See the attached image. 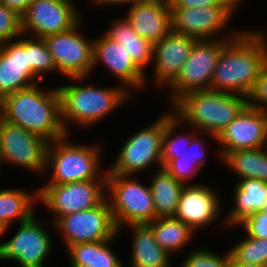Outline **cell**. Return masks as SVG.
Wrapping results in <instances>:
<instances>
[{"label":"cell","mask_w":267,"mask_h":267,"mask_svg":"<svg viewBox=\"0 0 267 267\" xmlns=\"http://www.w3.org/2000/svg\"><path fill=\"white\" fill-rule=\"evenodd\" d=\"M247 106L267 112V64L247 95Z\"/></svg>","instance_id":"36"},{"label":"cell","mask_w":267,"mask_h":267,"mask_svg":"<svg viewBox=\"0 0 267 267\" xmlns=\"http://www.w3.org/2000/svg\"><path fill=\"white\" fill-rule=\"evenodd\" d=\"M173 114L172 110L164 113L152 124L129 137L106 173L134 176L154 163H159V168H162V137L165 123Z\"/></svg>","instance_id":"7"},{"label":"cell","mask_w":267,"mask_h":267,"mask_svg":"<svg viewBox=\"0 0 267 267\" xmlns=\"http://www.w3.org/2000/svg\"><path fill=\"white\" fill-rule=\"evenodd\" d=\"M126 19L132 30L152 44L160 42L172 31L168 0H143L128 8Z\"/></svg>","instance_id":"21"},{"label":"cell","mask_w":267,"mask_h":267,"mask_svg":"<svg viewBox=\"0 0 267 267\" xmlns=\"http://www.w3.org/2000/svg\"><path fill=\"white\" fill-rule=\"evenodd\" d=\"M38 202L54 213L53 222L70 213L93 209L106 198V179L46 184L38 188Z\"/></svg>","instance_id":"10"},{"label":"cell","mask_w":267,"mask_h":267,"mask_svg":"<svg viewBox=\"0 0 267 267\" xmlns=\"http://www.w3.org/2000/svg\"><path fill=\"white\" fill-rule=\"evenodd\" d=\"M263 211H266L267 212V200L264 202Z\"/></svg>","instance_id":"43"},{"label":"cell","mask_w":267,"mask_h":267,"mask_svg":"<svg viewBox=\"0 0 267 267\" xmlns=\"http://www.w3.org/2000/svg\"><path fill=\"white\" fill-rule=\"evenodd\" d=\"M99 63L113 73L122 82L120 85L130 94H133L134 89L145 87L146 73L134 63L119 43L105 34L93 40L92 72Z\"/></svg>","instance_id":"18"},{"label":"cell","mask_w":267,"mask_h":267,"mask_svg":"<svg viewBox=\"0 0 267 267\" xmlns=\"http://www.w3.org/2000/svg\"><path fill=\"white\" fill-rule=\"evenodd\" d=\"M68 79L74 81V84L57 88L61 101L62 124L69 135L68 121L86 129L108 116L132 96L121 85L100 88L99 85L96 87V84L89 83L82 86L78 82L81 84L86 77Z\"/></svg>","instance_id":"4"},{"label":"cell","mask_w":267,"mask_h":267,"mask_svg":"<svg viewBox=\"0 0 267 267\" xmlns=\"http://www.w3.org/2000/svg\"><path fill=\"white\" fill-rule=\"evenodd\" d=\"M21 35V16L0 3V45Z\"/></svg>","instance_id":"35"},{"label":"cell","mask_w":267,"mask_h":267,"mask_svg":"<svg viewBox=\"0 0 267 267\" xmlns=\"http://www.w3.org/2000/svg\"><path fill=\"white\" fill-rule=\"evenodd\" d=\"M222 162L240 179H259L267 183V147L229 152Z\"/></svg>","instance_id":"28"},{"label":"cell","mask_w":267,"mask_h":267,"mask_svg":"<svg viewBox=\"0 0 267 267\" xmlns=\"http://www.w3.org/2000/svg\"><path fill=\"white\" fill-rule=\"evenodd\" d=\"M38 84L5 96L0 116L52 142L68 135L61 120L60 95L57 87L43 91Z\"/></svg>","instance_id":"2"},{"label":"cell","mask_w":267,"mask_h":267,"mask_svg":"<svg viewBox=\"0 0 267 267\" xmlns=\"http://www.w3.org/2000/svg\"><path fill=\"white\" fill-rule=\"evenodd\" d=\"M36 0H0V3L6 8L15 11L19 16H22L27 8Z\"/></svg>","instance_id":"39"},{"label":"cell","mask_w":267,"mask_h":267,"mask_svg":"<svg viewBox=\"0 0 267 267\" xmlns=\"http://www.w3.org/2000/svg\"><path fill=\"white\" fill-rule=\"evenodd\" d=\"M265 33L242 31L223 49L214 69L210 90L247 96L267 64Z\"/></svg>","instance_id":"1"},{"label":"cell","mask_w":267,"mask_h":267,"mask_svg":"<svg viewBox=\"0 0 267 267\" xmlns=\"http://www.w3.org/2000/svg\"><path fill=\"white\" fill-rule=\"evenodd\" d=\"M238 5L241 3L242 0H234Z\"/></svg>","instance_id":"44"},{"label":"cell","mask_w":267,"mask_h":267,"mask_svg":"<svg viewBox=\"0 0 267 267\" xmlns=\"http://www.w3.org/2000/svg\"><path fill=\"white\" fill-rule=\"evenodd\" d=\"M94 1V2H93ZM140 1H143V0H92L93 4L95 3L96 5H128V6H131V5H134L135 3L137 2H140Z\"/></svg>","instance_id":"40"},{"label":"cell","mask_w":267,"mask_h":267,"mask_svg":"<svg viewBox=\"0 0 267 267\" xmlns=\"http://www.w3.org/2000/svg\"><path fill=\"white\" fill-rule=\"evenodd\" d=\"M72 0H36L21 16L22 34L36 38L71 29L80 21Z\"/></svg>","instance_id":"14"},{"label":"cell","mask_w":267,"mask_h":267,"mask_svg":"<svg viewBox=\"0 0 267 267\" xmlns=\"http://www.w3.org/2000/svg\"><path fill=\"white\" fill-rule=\"evenodd\" d=\"M214 189L203 184L184 185L175 218L180 219L193 231L210 226L221 211L220 197Z\"/></svg>","instance_id":"17"},{"label":"cell","mask_w":267,"mask_h":267,"mask_svg":"<svg viewBox=\"0 0 267 267\" xmlns=\"http://www.w3.org/2000/svg\"><path fill=\"white\" fill-rule=\"evenodd\" d=\"M66 135L48 142L46 149L45 171L51 166V180L48 184H66L77 181L106 179L107 173L100 171L99 144L82 145L67 141ZM100 167V168H99ZM104 173V174H101ZM102 175V176H100Z\"/></svg>","instance_id":"5"},{"label":"cell","mask_w":267,"mask_h":267,"mask_svg":"<svg viewBox=\"0 0 267 267\" xmlns=\"http://www.w3.org/2000/svg\"><path fill=\"white\" fill-rule=\"evenodd\" d=\"M124 18H113L111 28L104 34L119 43L131 56L134 63L145 73V67L153 61V44L138 36L132 30L130 22L126 17Z\"/></svg>","instance_id":"24"},{"label":"cell","mask_w":267,"mask_h":267,"mask_svg":"<svg viewBox=\"0 0 267 267\" xmlns=\"http://www.w3.org/2000/svg\"><path fill=\"white\" fill-rule=\"evenodd\" d=\"M225 267H262V266L239 263L235 261L231 256H229L228 261L225 264Z\"/></svg>","instance_id":"41"},{"label":"cell","mask_w":267,"mask_h":267,"mask_svg":"<svg viewBox=\"0 0 267 267\" xmlns=\"http://www.w3.org/2000/svg\"><path fill=\"white\" fill-rule=\"evenodd\" d=\"M239 180L234 187V197H232L235 206L223 220V224L230 227L236 226L248 215L262 211L267 200L266 182L252 178Z\"/></svg>","instance_id":"22"},{"label":"cell","mask_w":267,"mask_h":267,"mask_svg":"<svg viewBox=\"0 0 267 267\" xmlns=\"http://www.w3.org/2000/svg\"><path fill=\"white\" fill-rule=\"evenodd\" d=\"M131 176L107 173L106 177V198L118 233L124 226L148 224L156 219L149 185L145 186Z\"/></svg>","instance_id":"6"},{"label":"cell","mask_w":267,"mask_h":267,"mask_svg":"<svg viewBox=\"0 0 267 267\" xmlns=\"http://www.w3.org/2000/svg\"><path fill=\"white\" fill-rule=\"evenodd\" d=\"M79 23L69 30L44 38L57 72L66 78L88 77L92 72L93 38L86 39L78 32Z\"/></svg>","instance_id":"13"},{"label":"cell","mask_w":267,"mask_h":267,"mask_svg":"<svg viewBox=\"0 0 267 267\" xmlns=\"http://www.w3.org/2000/svg\"><path fill=\"white\" fill-rule=\"evenodd\" d=\"M147 225L152 229L158 245L170 256L185 248L195 234L188 225L175 217L156 218Z\"/></svg>","instance_id":"29"},{"label":"cell","mask_w":267,"mask_h":267,"mask_svg":"<svg viewBox=\"0 0 267 267\" xmlns=\"http://www.w3.org/2000/svg\"><path fill=\"white\" fill-rule=\"evenodd\" d=\"M238 7L239 5H211L196 8H170L172 31L197 40L215 38L233 40L242 30H230L231 34H225L224 31L228 28L226 26Z\"/></svg>","instance_id":"8"},{"label":"cell","mask_w":267,"mask_h":267,"mask_svg":"<svg viewBox=\"0 0 267 267\" xmlns=\"http://www.w3.org/2000/svg\"><path fill=\"white\" fill-rule=\"evenodd\" d=\"M196 40L171 31L160 42L153 44V79H156V86L166 88L176 78Z\"/></svg>","instance_id":"20"},{"label":"cell","mask_w":267,"mask_h":267,"mask_svg":"<svg viewBox=\"0 0 267 267\" xmlns=\"http://www.w3.org/2000/svg\"><path fill=\"white\" fill-rule=\"evenodd\" d=\"M221 160L242 149L267 147V112L246 106L217 136Z\"/></svg>","instance_id":"16"},{"label":"cell","mask_w":267,"mask_h":267,"mask_svg":"<svg viewBox=\"0 0 267 267\" xmlns=\"http://www.w3.org/2000/svg\"><path fill=\"white\" fill-rule=\"evenodd\" d=\"M230 256V252H225L224 256H220L208 249L196 248L189 253L183 263L182 267H225L226 262Z\"/></svg>","instance_id":"34"},{"label":"cell","mask_w":267,"mask_h":267,"mask_svg":"<svg viewBox=\"0 0 267 267\" xmlns=\"http://www.w3.org/2000/svg\"><path fill=\"white\" fill-rule=\"evenodd\" d=\"M52 225L62 233L66 249L71 245L102 242L119 235L107 198L93 209L67 214Z\"/></svg>","instance_id":"11"},{"label":"cell","mask_w":267,"mask_h":267,"mask_svg":"<svg viewBox=\"0 0 267 267\" xmlns=\"http://www.w3.org/2000/svg\"><path fill=\"white\" fill-rule=\"evenodd\" d=\"M170 8H196L211 5H238L234 0H168Z\"/></svg>","instance_id":"38"},{"label":"cell","mask_w":267,"mask_h":267,"mask_svg":"<svg viewBox=\"0 0 267 267\" xmlns=\"http://www.w3.org/2000/svg\"><path fill=\"white\" fill-rule=\"evenodd\" d=\"M205 141L197 134L191 139L190 145L181 153L179 158L171 159L164 168L171 174V176L184 185H189L191 180L202 165L205 166L206 154H208L204 145Z\"/></svg>","instance_id":"30"},{"label":"cell","mask_w":267,"mask_h":267,"mask_svg":"<svg viewBox=\"0 0 267 267\" xmlns=\"http://www.w3.org/2000/svg\"><path fill=\"white\" fill-rule=\"evenodd\" d=\"M38 202V192L31 194L23 189L0 190V223L10 228L16 219L18 223L29 220L34 215L33 204Z\"/></svg>","instance_id":"27"},{"label":"cell","mask_w":267,"mask_h":267,"mask_svg":"<svg viewBox=\"0 0 267 267\" xmlns=\"http://www.w3.org/2000/svg\"><path fill=\"white\" fill-rule=\"evenodd\" d=\"M112 241H115L114 238L69 246L70 267H124L117 254L109 248Z\"/></svg>","instance_id":"26"},{"label":"cell","mask_w":267,"mask_h":267,"mask_svg":"<svg viewBox=\"0 0 267 267\" xmlns=\"http://www.w3.org/2000/svg\"><path fill=\"white\" fill-rule=\"evenodd\" d=\"M6 231H8V229L0 223V237L3 236Z\"/></svg>","instance_id":"42"},{"label":"cell","mask_w":267,"mask_h":267,"mask_svg":"<svg viewBox=\"0 0 267 267\" xmlns=\"http://www.w3.org/2000/svg\"><path fill=\"white\" fill-rule=\"evenodd\" d=\"M28 64H30V72L39 82L45 81V73L57 72L51 53L43 38L28 36Z\"/></svg>","instance_id":"32"},{"label":"cell","mask_w":267,"mask_h":267,"mask_svg":"<svg viewBox=\"0 0 267 267\" xmlns=\"http://www.w3.org/2000/svg\"><path fill=\"white\" fill-rule=\"evenodd\" d=\"M149 188L156 210V218L174 217L184 184L175 180L164 168L152 175Z\"/></svg>","instance_id":"25"},{"label":"cell","mask_w":267,"mask_h":267,"mask_svg":"<svg viewBox=\"0 0 267 267\" xmlns=\"http://www.w3.org/2000/svg\"><path fill=\"white\" fill-rule=\"evenodd\" d=\"M246 106L247 96L208 89L182 95L171 110L181 123L193 126L198 135L206 132L215 141Z\"/></svg>","instance_id":"3"},{"label":"cell","mask_w":267,"mask_h":267,"mask_svg":"<svg viewBox=\"0 0 267 267\" xmlns=\"http://www.w3.org/2000/svg\"><path fill=\"white\" fill-rule=\"evenodd\" d=\"M132 232L131 267H171V256L161 248L147 224H130Z\"/></svg>","instance_id":"23"},{"label":"cell","mask_w":267,"mask_h":267,"mask_svg":"<svg viewBox=\"0 0 267 267\" xmlns=\"http://www.w3.org/2000/svg\"><path fill=\"white\" fill-rule=\"evenodd\" d=\"M181 121L173 114L165 123L164 134L162 137V154L161 163L164 167L171 159L179 158L180 154L184 152L186 146L190 145L191 139L198 133L191 131V133L178 134L175 136V131ZM196 132V133H195Z\"/></svg>","instance_id":"31"},{"label":"cell","mask_w":267,"mask_h":267,"mask_svg":"<svg viewBox=\"0 0 267 267\" xmlns=\"http://www.w3.org/2000/svg\"><path fill=\"white\" fill-rule=\"evenodd\" d=\"M47 145L48 142L41 136L26 131L0 116L1 163H11L36 174L46 173Z\"/></svg>","instance_id":"12"},{"label":"cell","mask_w":267,"mask_h":267,"mask_svg":"<svg viewBox=\"0 0 267 267\" xmlns=\"http://www.w3.org/2000/svg\"><path fill=\"white\" fill-rule=\"evenodd\" d=\"M13 237L0 244V259L17 261L21 267H44V259L52 250V239L33 215L19 223Z\"/></svg>","instance_id":"15"},{"label":"cell","mask_w":267,"mask_h":267,"mask_svg":"<svg viewBox=\"0 0 267 267\" xmlns=\"http://www.w3.org/2000/svg\"><path fill=\"white\" fill-rule=\"evenodd\" d=\"M244 238L229 249L230 256L239 263L267 267V239Z\"/></svg>","instance_id":"33"},{"label":"cell","mask_w":267,"mask_h":267,"mask_svg":"<svg viewBox=\"0 0 267 267\" xmlns=\"http://www.w3.org/2000/svg\"><path fill=\"white\" fill-rule=\"evenodd\" d=\"M231 39L196 40L189 58L183 64L179 74L167 86L171 90L170 101L173 104L182 95L197 90H208L211 78L222 49Z\"/></svg>","instance_id":"9"},{"label":"cell","mask_w":267,"mask_h":267,"mask_svg":"<svg viewBox=\"0 0 267 267\" xmlns=\"http://www.w3.org/2000/svg\"><path fill=\"white\" fill-rule=\"evenodd\" d=\"M236 226L243 227L247 233L246 236L267 239V212L262 210L250 214Z\"/></svg>","instance_id":"37"},{"label":"cell","mask_w":267,"mask_h":267,"mask_svg":"<svg viewBox=\"0 0 267 267\" xmlns=\"http://www.w3.org/2000/svg\"><path fill=\"white\" fill-rule=\"evenodd\" d=\"M37 83L40 82L30 72V64H28L27 35L22 34L18 40L1 44L0 101L9 94L29 88Z\"/></svg>","instance_id":"19"}]
</instances>
